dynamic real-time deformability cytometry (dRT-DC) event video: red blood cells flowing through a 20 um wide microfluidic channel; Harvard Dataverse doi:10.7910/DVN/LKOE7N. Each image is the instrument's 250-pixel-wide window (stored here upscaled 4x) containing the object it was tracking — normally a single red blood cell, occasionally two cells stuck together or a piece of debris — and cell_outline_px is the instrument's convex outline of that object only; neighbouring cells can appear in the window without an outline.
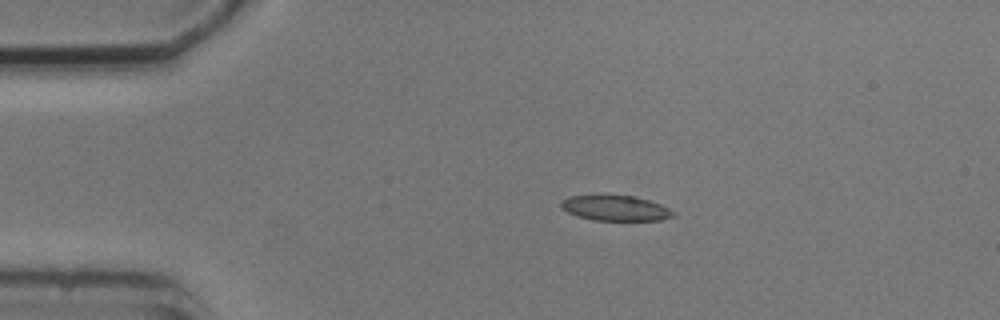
{"species": "common noctule bat (a hibernating species)", "species_latin": "Nyctalus noctula", "temperature_condition": "cold", "stored_images_in_passage": 4, "camera_frame_rate_fps": 3000, "um_per_image_px": 0.085, "animal": {"sex": "male", "body_mass_g": 20.5, "forearm_length_mm": 52.5}, "frame": {"image": 1, "passage_image": 2, "time_ms": 1.0, "image_size_px": [1000, 320], "cell_outline_px": [[676, 216], [660, 220], [592, 220], [576, 216], [560, 208], [560, 200], [568, 196], [632, 196], [648, 200], [660, 204], [676, 212]], "centroid_in_image_um": [52.3, 17.7], "position_along_channel_um": 32.7, "area_um2": 16.47}}